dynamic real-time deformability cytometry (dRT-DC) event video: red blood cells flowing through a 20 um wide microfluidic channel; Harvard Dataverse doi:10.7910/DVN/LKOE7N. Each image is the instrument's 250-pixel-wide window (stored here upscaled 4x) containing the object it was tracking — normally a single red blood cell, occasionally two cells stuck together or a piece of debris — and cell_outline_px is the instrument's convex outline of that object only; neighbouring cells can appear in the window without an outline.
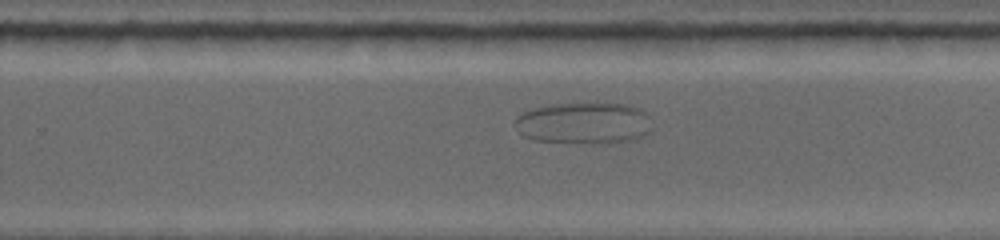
{"species": "common noctule bat (a hibernating species)", "species_latin": "Nyctalus noctula", "temperature_condition": "warm", "stored_images_in_passage": 23, "camera_frame_rate_fps": 5000, "um_per_image_px": 0.085, "animal": {"sex": "female", "body_mass_g": 19.0, "forearm_length_mm": 53.3}, "frame": {"image": 1, "passage_image": 14, "time_ms": 7.8, "image_size_px": [1000, 240], "cell_outline_px": [[652, 132], [636, 140], [536, 140], [524, 136], [512, 124], [516, 116], [524, 112], [536, 108], [552, 104], [628, 104], [640, 108], [648, 116], [652, 128]], "centroid_in_image_um": [49.65, 10.41], "position_along_channel_um": 280.2, "area_um2": 31.96}}
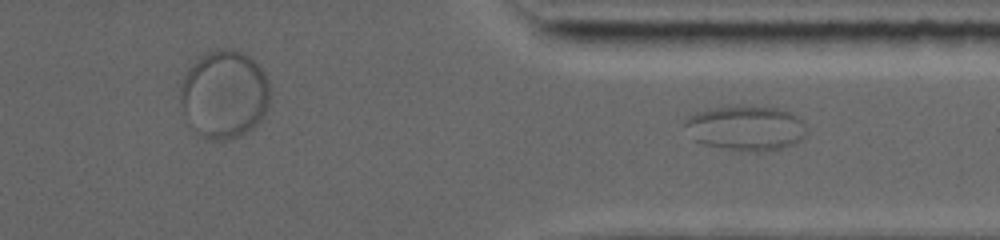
{"frame": {"image": 2, "passage_image": 23, "time_ms": 11.8, "image_size_px": [1000, 240], "cell_outline_px": [[804, 136], [800, 140], [792, 144], [776, 148], [728, 148], [704, 144], [692, 140], [684, 124], [684, 120], [688, 116], [696, 112], [716, 108], [776, 108], [792, 112], [804, 120]], "centroid_in_image_um": [63.36, 10.85], "position_along_channel_um": 348.0, "area_um2": 30.17}}